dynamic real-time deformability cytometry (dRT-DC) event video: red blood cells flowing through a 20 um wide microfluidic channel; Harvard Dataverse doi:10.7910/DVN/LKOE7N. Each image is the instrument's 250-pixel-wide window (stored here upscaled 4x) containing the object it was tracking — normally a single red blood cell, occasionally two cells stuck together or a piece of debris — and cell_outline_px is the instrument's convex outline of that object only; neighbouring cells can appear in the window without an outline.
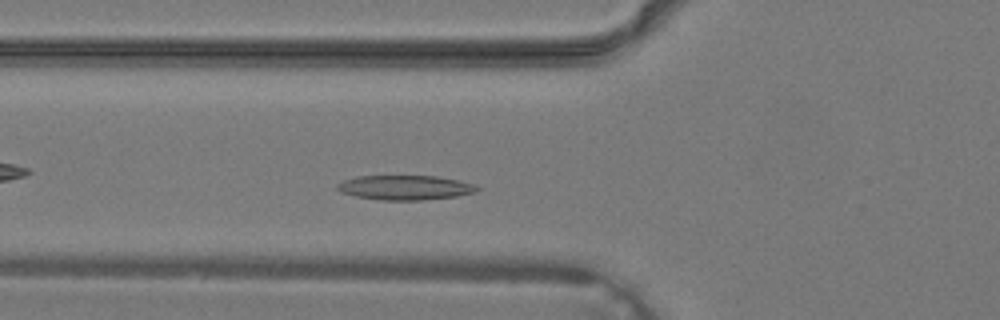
{"species": "common noctule bat (a hibernating species)", "species_latin": "Nyctalus noctula", "temperature_condition": "warm", "stored_images_in_passage": 33, "camera_frame_rate_fps": 3000, "um_per_image_px": 0.085, "animal": {"sex": "male", "body_mass_g": 19.2, "forearm_length_mm": 51.8}, "frame": {"image": 1, "passage_image": 7, "time_ms": 2.0, "image_size_px": [1000, 320], "cell_outline_px": [[480, 188], [476, 192], [456, 196], [420, 200], [380, 200], [356, 196], [340, 192], [336, 188], [336, 184], [344, 180], [356, 176], [436, 176], [460, 180], [476, 184]], "centroid_in_image_um": [34.44, 15.94], "position_along_channel_um": 91.4, "area_um2": 20.11}}
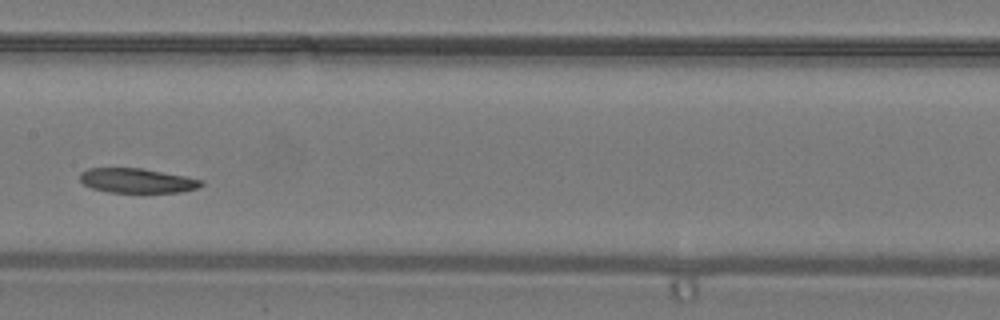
{"frame": {"image": 2, "passage_image": 13, "time_ms": 4.0, "image_size_px": [1000, 320], "cell_outline_px": [[204, 184], [196, 188], [180, 192], [108, 192], [92, 188], [84, 184], [80, 180], [80, 172], [88, 168], [140, 168], [184, 176], [204, 180]], "centroid_in_image_um": [11.63, 15.35], "position_along_channel_um": 195.8, "area_um2": 17.22}}
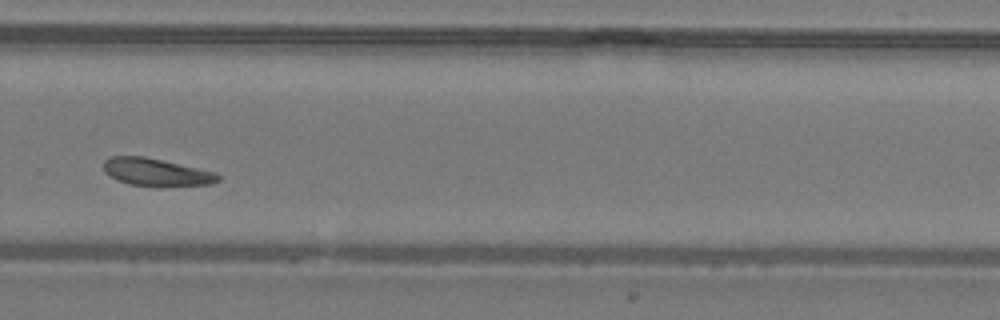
{"frame": {"image": 3, "passage_image": 20, "time_ms": 6.333, "image_size_px": [1000, 320], "cell_outline_px": [[220, 180], [212, 184], [160, 188], [156, 188], [128, 184], [116, 180], [104, 172], [104, 160], [112, 156], [144, 156], [216, 172], [220, 176]], "centroid_in_image_um": [13.3, 14.67], "position_along_channel_um": 316.5, "area_um2": 18.96}}